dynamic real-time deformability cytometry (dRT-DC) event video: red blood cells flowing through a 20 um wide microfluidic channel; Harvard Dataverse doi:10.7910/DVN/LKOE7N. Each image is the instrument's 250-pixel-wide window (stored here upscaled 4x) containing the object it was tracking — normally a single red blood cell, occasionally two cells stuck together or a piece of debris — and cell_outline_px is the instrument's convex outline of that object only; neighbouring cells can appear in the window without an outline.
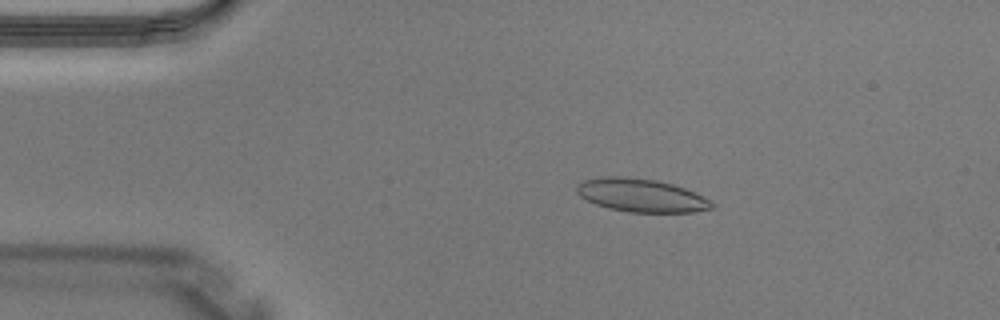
{"species": "Egyptian fruit bat (a non-hibernating species)", "species_latin": "Rousettus aegyptiacus", "temperature_condition": "warm", "stored_images_in_passage": 1, "camera_frame_rate_fps": 3000, "um_per_image_px": 0.085, "animal": {"sex": "male"}, "frame": {"image": 1, "passage_image": 1, "time_ms": 0.0, "image_size_px": [1000, 320], "cell_outline_px": [[716, 208], [692, 212], [628, 212], [608, 208], [596, 204], [580, 196], [576, 192], [576, 184], [580, 180], [604, 176], [624, 176], [656, 180], [672, 184], [684, 188], [716, 204]], "centroid_in_image_um": [54.45, 16.6], "position_along_channel_um": 30.5, "area_um2": 26.18}}